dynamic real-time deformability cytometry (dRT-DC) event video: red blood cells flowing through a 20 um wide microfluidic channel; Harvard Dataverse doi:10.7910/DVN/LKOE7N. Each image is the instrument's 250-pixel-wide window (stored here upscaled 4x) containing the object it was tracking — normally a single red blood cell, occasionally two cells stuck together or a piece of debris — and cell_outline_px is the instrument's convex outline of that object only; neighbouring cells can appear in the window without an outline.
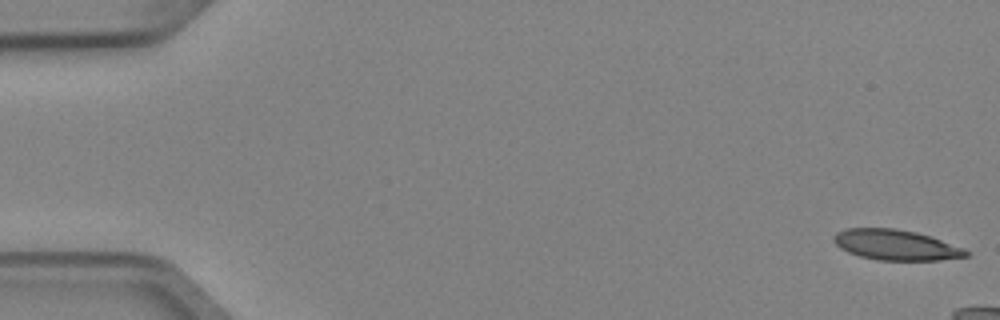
{"species": "Egyptian fruit bat (a non-hibernating species)", "species_latin": "Rousettus aegyptiacus", "temperature_condition": "cold", "stored_images_in_passage": 4, "camera_frame_rate_fps": 3000, "um_per_image_px": 0.085, "animal": {"sex": "female"}, "frame": {"image": 1, "passage_image": 1, "time_ms": 0.0, "image_size_px": [1000, 320], "cell_outline_px": [[968, 256], [940, 260], [880, 260], [860, 256], [848, 252], [840, 248], [832, 240], [832, 236], [836, 232], [844, 228], [896, 228], [916, 232], [932, 236], [964, 248], [968, 252]], "centroid_in_image_um": [76.13, 20.8], "position_along_channel_um": 8.9, "area_um2": 23.58}}